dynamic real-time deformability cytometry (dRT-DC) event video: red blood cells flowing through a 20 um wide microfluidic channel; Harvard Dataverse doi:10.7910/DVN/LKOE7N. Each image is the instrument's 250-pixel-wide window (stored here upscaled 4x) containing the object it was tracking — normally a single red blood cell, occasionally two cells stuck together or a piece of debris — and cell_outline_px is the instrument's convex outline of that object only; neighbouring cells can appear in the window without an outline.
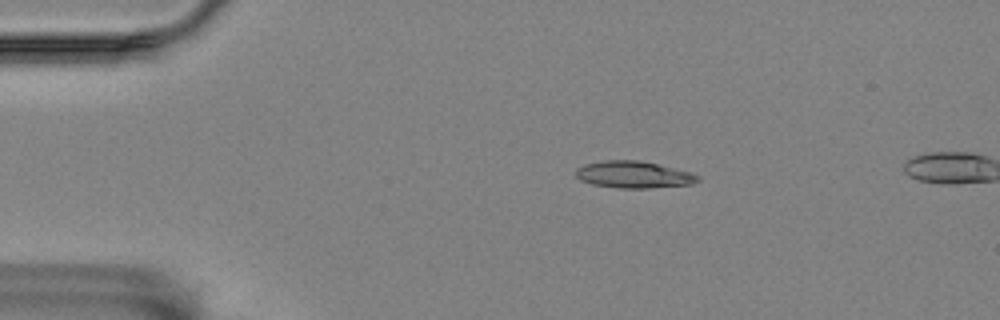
{"species": "Egyptian fruit bat (a non-hibernating species)", "species_latin": "Rousettus aegyptiacus", "temperature_condition": "room temperature", "stored_images_in_passage": 4, "camera_frame_rate_fps": 3000, "um_per_image_px": 0.085, "animal": {"sex": "female"}, "frame": {"image": 1, "passage_image": 2, "time_ms": 2.0, "image_size_px": [1000, 320], "cell_outline_px": [[700, 180], [692, 184], [652, 188], [616, 188], [592, 184], [580, 180], [576, 176], [576, 168], [584, 164], [604, 160], [640, 160], [692, 172], [700, 176]], "centroid_in_image_um": [53.87, 14.84], "position_along_channel_um": 31.1, "area_um2": 19.31}}